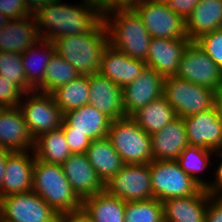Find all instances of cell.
I'll list each match as a JSON object with an SVG mask.
<instances>
[{
	"instance_id": "6",
	"label": "cell",
	"mask_w": 222,
	"mask_h": 222,
	"mask_svg": "<svg viewBox=\"0 0 222 222\" xmlns=\"http://www.w3.org/2000/svg\"><path fill=\"white\" fill-rule=\"evenodd\" d=\"M153 198L163 202L197 194L202 187L186 174L176 160H152L149 163Z\"/></svg>"
},
{
	"instance_id": "29",
	"label": "cell",
	"mask_w": 222,
	"mask_h": 222,
	"mask_svg": "<svg viewBox=\"0 0 222 222\" xmlns=\"http://www.w3.org/2000/svg\"><path fill=\"white\" fill-rule=\"evenodd\" d=\"M126 203L106 190L82 200V208L94 222H125Z\"/></svg>"
},
{
	"instance_id": "35",
	"label": "cell",
	"mask_w": 222,
	"mask_h": 222,
	"mask_svg": "<svg viewBox=\"0 0 222 222\" xmlns=\"http://www.w3.org/2000/svg\"><path fill=\"white\" fill-rule=\"evenodd\" d=\"M0 75L16 84L24 93L34 91L26 81V75L19 53L0 52Z\"/></svg>"
},
{
	"instance_id": "33",
	"label": "cell",
	"mask_w": 222,
	"mask_h": 222,
	"mask_svg": "<svg viewBox=\"0 0 222 222\" xmlns=\"http://www.w3.org/2000/svg\"><path fill=\"white\" fill-rule=\"evenodd\" d=\"M80 73L56 52L51 57L43 80V93H51L61 85L78 78Z\"/></svg>"
},
{
	"instance_id": "5",
	"label": "cell",
	"mask_w": 222,
	"mask_h": 222,
	"mask_svg": "<svg viewBox=\"0 0 222 222\" xmlns=\"http://www.w3.org/2000/svg\"><path fill=\"white\" fill-rule=\"evenodd\" d=\"M107 137L124 164H146L153 160L150 135L130 116L113 120Z\"/></svg>"
},
{
	"instance_id": "21",
	"label": "cell",
	"mask_w": 222,
	"mask_h": 222,
	"mask_svg": "<svg viewBox=\"0 0 222 222\" xmlns=\"http://www.w3.org/2000/svg\"><path fill=\"white\" fill-rule=\"evenodd\" d=\"M31 136L19 107H3L0 116V147L10 151H33Z\"/></svg>"
},
{
	"instance_id": "46",
	"label": "cell",
	"mask_w": 222,
	"mask_h": 222,
	"mask_svg": "<svg viewBox=\"0 0 222 222\" xmlns=\"http://www.w3.org/2000/svg\"><path fill=\"white\" fill-rule=\"evenodd\" d=\"M11 152L12 151H10L8 149H4V148L0 147V189L2 188L5 166H6V159H7V156Z\"/></svg>"
},
{
	"instance_id": "9",
	"label": "cell",
	"mask_w": 222,
	"mask_h": 222,
	"mask_svg": "<svg viewBox=\"0 0 222 222\" xmlns=\"http://www.w3.org/2000/svg\"><path fill=\"white\" fill-rule=\"evenodd\" d=\"M175 76L215 92L222 88V69L209 58L196 41H189L186 45Z\"/></svg>"
},
{
	"instance_id": "28",
	"label": "cell",
	"mask_w": 222,
	"mask_h": 222,
	"mask_svg": "<svg viewBox=\"0 0 222 222\" xmlns=\"http://www.w3.org/2000/svg\"><path fill=\"white\" fill-rule=\"evenodd\" d=\"M130 117L144 132L151 135L161 131L167 124L173 121L177 115L174 108L162 95L144 107L137 109Z\"/></svg>"
},
{
	"instance_id": "30",
	"label": "cell",
	"mask_w": 222,
	"mask_h": 222,
	"mask_svg": "<svg viewBox=\"0 0 222 222\" xmlns=\"http://www.w3.org/2000/svg\"><path fill=\"white\" fill-rule=\"evenodd\" d=\"M33 151L38 160L60 165L72 154L62 127L46 132L35 139Z\"/></svg>"
},
{
	"instance_id": "26",
	"label": "cell",
	"mask_w": 222,
	"mask_h": 222,
	"mask_svg": "<svg viewBox=\"0 0 222 222\" xmlns=\"http://www.w3.org/2000/svg\"><path fill=\"white\" fill-rule=\"evenodd\" d=\"M54 53L53 42L40 39L21 54L26 81L33 90L43 93L45 71Z\"/></svg>"
},
{
	"instance_id": "8",
	"label": "cell",
	"mask_w": 222,
	"mask_h": 222,
	"mask_svg": "<svg viewBox=\"0 0 222 222\" xmlns=\"http://www.w3.org/2000/svg\"><path fill=\"white\" fill-rule=\"evenodd\" d=\"M19 108L34 140L62 125L63 113L49 93H24Z\"/></svg>"
},
{
	"instance_id": "20",
	"label": "cell",
	"mask_w": 222,
	"mask_h": 222,
	"mask_svg": "<svg viewBox=\"0 0 222 222\" xmlns=\"http://www.w3.org/2000/svg\"><path fill=\"white\" fill-rule=\"evenodd\" d=\"M112 120L89 104L63 114V132H79L92 140L107 137Z\"/></svg>"
},
{
	"instance_id": "44",
	"label": "cell",
	"mask_w": 222,
	"mask_h": 222,
	"mask_svg": "<svg viewBox=\"0 0 222 222\" xmlns=\"http://www.w3.org/2000/svg\"><path fill=\"white\" fill-rule=\"evenodd\" d=\"M87 2L102 14L114 10V0H87Z\"/></svg>"
},
{
	"instance_id": "15",
	"label": "cell",
	"mask_w": 222,
	"mask_h": 222,
	"mask_svg": "<svg viewBox=\"0 0 222 222\" xmlns=\"http://www.w3.org/2000/svg\"><path fill=\"white\" fill-rule=\"evenodd\" d=\"M61 166L71 188L81 200L105 190V183L86 154H71Z\"/></svg>"
},
{
	"instance_id": "22",
	"label": "cell",
	"mask_w": 222,
	"mask_h": 222,
	"mask_svg": "<svg viewBox=\"0 0 222 222\" xmlns=\"http://www.w3.org/2000/svg\"><path fill=\"white\" fill-rule=\"evenodd\" d=\"M152 158L159 160H176L189 145L183 118L176 117L161 131L150 135Z\"/></svg>"
},
{
	"instance_id": "2",
	"label": "cell",
	"mask_w": 222,
	"mask_h": 222,
	"mask_svg": "<svg viewBox=\"0 0 222 222\" xmlns=\"http://www.w3.org/2000/svg\"><path fill=\"white\" fill-rule=\"evenodd\" d=\"M55 52L68 61L80 75L99 73L101 57L109 45L108 30L102 21L93 31L63 36L53 42Z\"/></svg>"
},
{
	"instance_id": "23",
	"label": "cell",
	"mask_w": 222,
	"mask_h": 222,
	"mask_svg": "<svg viewBox=\"0 0 222 222\" xmlns=\"http://www.w3.org/2000/svg\"><path fill=\"white\" fill-rule=\"evenodd\" d=\"M39 40L33 14L19 19H11L0 30V52L22 54Z\"/></svg>"
},
{
	"instance_id": "7",
	"label": "cell",
	"mask_w": 222,
	"mask_h": 222,
	"mask_svg": "<svg viewBox=\"0 0 222 222\" xmlns=\"http://www.w3.org/2000/svg\"><path fill=\"white\" fill-rule=\"evenodd\" d=\"M215 91L180 79L176 76L165 77L163 96L174 108L177 117L185 118L214 106Z\"/></svg>"
},
{
	"instance_id": "32",
	"label": "cell",
	"mask_w": 222,
	"mask_h": 222,
	"mask_svg": "<svg viewBox=\"0 0 222 222\" xmlns=\"http://www.w3.org/2000/svg\"><path fill=\"white\" fill-rule=\"evenodd\" d=\"M89 89V75H80L69 83L59 86L50 94L64 114L69 110L87 105Z\"/></svg>"
},
{
	"instance_id": "24",
	"label": "cell",
	"mask_w": 222,
	"mask_h": 222,
	"mask_svg": "<svg viewBox=\"0 0 222 222\" xmlns=\"http://www.w3.org/2000/svg\"><path fill=\"white\" fill-rule=\"evenodd\" d=\"M209 197L202 188L197 194L163 201L164 222H205Z\"/></svg>"
},
{
	"instance_id": "27",
	"label": "cell",
	"mask_w": 222,
	"mask_h": 222,
	"mask_svg": "<svg viewBox=\"0 0 222 222\" xmlns=\"http://www.w3.org/2000/svg\"><path fill=\"white\" fill-rule=\"evenodd\" d=\"M85 154L104 183L116 175L124 165L108 137L93 140Z\"/></svg>"
},
{
	"instance_id": "31",
	"label": "cell",
	"mask_w": 222,
	"mask_h": 222,
	"mask_svg": "<svg viewBox=\"0 0 222 222\" xmlns=\"http://www.w3.org/2000/svg\"><path fill=\"white\" fill-rule=\"evenodd\" d=\"M213 155V150L188 145L176 161L186 174L192 177L203 189H206L211 181L203 179L202 177L204 176L202 174H204V172L207 174L210 165L212 167L210 160H213L211 158ZM199 175L202 176L200 177Z\"/></svg>"
},
{
	"instance_id": "43",
	"label": "cell",
	"mask_w": 222,
	"mask_h": 222,
	"mask_svg": "<svg viewBox=\"0 0 222 222\" xmlns=\"http://www.w3.org/2000/svg\"><path fill=\"white\" fill-rule=\"evenodd\" d=\"M57 222H94L83 208L58 214Z\"/></svg>"
},
{
	"instance_id": "41",
	"label": "cell",
	"mask_w": 222,
	"mask_h": 222,
	"mask_svg": "<svg viewBox=\"0 0 222 222\" xmlns=\"http://www.w3.org/2000/svg\"><path fill=\"white\" fill-rule=\"evenodd\" d=\"M200 0H167V5L185 20Z\"/></svg>"
},
{
	"instance_id": "10",
	"label": "cell",
	"mask_w": 222,
	"mask_h": 222,
	"mask_svg": "<svg viewBox=\"0 0 222 222\" xmlns=\"http://www.w3.org/2000/svg\"><path fill=\"white\" fill-rule=\"evenodd\" d=\"M58 213L33 191L0 198V222H57Z\"/></svg>"
},
{
	"instance_id": "42",
	"label": "cell",
	"mask_w": 222,
	"mask_h": 222,
	"mask_svg": "<svg viewBox=\"0 0 222 222\" xmlns=\"http://www.w3.org/2000/svg\"><path fill=\"white\" fill-rule=\"evenodd\" d=\"M205 222H222V197L208 198Z\"/></svg>"
},
{
	"instance_id": "25",
	"label": "cell",
	"mask_w": 222,
	"mask_h": 222,
	"mask_svg": "<svg viewBox=\"0 0 222 222\" xmlns=\"http://www.w3.org/2000/svg\"><path fill=\"white\" fill-rule=\"evenodd\" d=\"M185 21L190 41L222 29V0H200Z\"/></svg>"
},
{
	"instance_id": "16",
	"label": "cell",
	"mask_w": 222,
	"mask_h": 222,
	"mask_svg": "<svg viewBox=\"0 0 222 222\" xmlns=\"http://www.w3.org/2000/svg\"><path fill=\"white\" fill-rule=\"evenodd\" d=\"M164 77L155 70L146 67L133 82L122 89L123 109L130 116L140 107L163 95Z\"/></svg>"
},
{
	"instance_id": "45",
	"label": "cell",
	"mask_w": 222,
	"mask_h": 222,
	"mask_svg": "<svg viewBox=\"0 0 222 222\" xmlns=\"http://www.w3.org/2000/svg\"><path fill=\"white\" fill-rule=\"evenodd\" d=\"M143 0H114V10L135 8Z\"/></svg>"
},
{
	"instance_id": "47",
	"label": "cell",
	"mask_w": 222,
	"mask_h": 222,
	"mask_svg": "<svg viewBox=\"0 0 222 222\" xmlns=\"http://www.w3.org/2000/svg\"><path fill=\"white\" fill-rule=\"evenodd\" d=\"M53 0H24L25 6L31 13H34L39 7L52 2Z\"/></svg>"
},
{
	"instance_id": "14",
	"label": "cell",
	"mask_w": 222,
	"mask_h": 222,
	"mask_svg": "<svg viewBox=\"0 0 222 222\" xmlns=\"http://www.w3.org/2000/svg\"><path fill=\"white\" fill-rule=\"evenodd\" d=\"M34 151H13L6 159L0 198L32 191Z\"/></svg>"
},
{
	"instance_id": "17",
	"label": "cell",
	"mask_w": 222,
	"mask_h": 222,
	"mask_svg": "<svg viewBox=\"0 0 222 222\" xmlns=\"http://www.w3.org/2000/svg\"><path fill=\"white\" fill-rule=\"evenodd\" d=\"M88 104L107 115L112 121L126 117L122 88L100 73L89 75Z\"/></svg>"
},
{
	"instance_id": "37",
	"label": "cell",
	"mask_w": 222,
	"mask_h": 222,
	"mask_svg": "<svg viewBox=\"0 0 222 222\" xmlns=\"http://www.w3.org/2000/svg\"><path fill=\"white\" fill-rule=\"evenodd\" d=\"M23 94L16 84L0 75V106L19 107Z\"/></svg>"
},
{
	"instance_id": "51",
	"label": "cell",
	"mask_w": 222,
	"mask_h": 222,
	"mask_svg": "<svg viewBox=\"0 0 222 222\" xmlns=\"http://www.w3.org/2000/svg\"><path fill=\"white\" fill-rule=\"evenodd\" d=\"M1 114H2V106H0V116H1Z\"/></svg>"
},
{
	"instance_id": "13",
	"label": "cell",
	"mask_w": 222,
	"mask_h": 222,
	"mask_svg": "<svg viewBox=\"0 0 222 222\" xmlns=\"http://www.w3.org/2000/svg\"><path fill=\"white\" fill-rule=\"evenodd\" d=\"M183 120L190 146H199L213 151L222 148V122L215 106L185 117Z\"/></svg>"
},
{
	"instance_id": "18",
	"label": "cell",
	"mask_w": 222,
	"mask_h": 222,
	"mask_svg": "<svg viewBox=\"0 0 222 222\" xmlns=\"http://www.w3.org/2000/svg\"><path fill=\"white\" fill-rule=\"evenodd\" d=\"M189 38H151L148 55L146 58L147 67L155 70L164 78L175 76L181 55L189 43Z\"/></svg>"
},
{
	"instance_id": "11",
	"label": "cell",
	"mask_w": 222,
	"mask_h": 222,
	"mask_svg": "<svg viewBox=\"0 0 222 222\" xmlns=\"http://www.w3.org/2000/svg\"><path fill=\"white\" fill-rule=\"evenodd\" d=\"M105 190L125 203L152 199L149 163L124 164L119 172L105 183Z\"/></svg>"
},
{
	"instance_id": "12",
	"label": "cell",
	"mask_w": 222,
	"mask_h": 222,
	"mask_svg": "<svg viewBox=\"0 0 222 222\" xmlns=\"http://www.w3.org/2000/svg\"><path fill=\"white\" fill-rule=\"evenodd\" d=\"M134 9L142 18L151 38L188 37L185 19L175 13L166 2L142 1Z\"/></svg>"
},
{
	"instance_id": "39",
	"label": "cell",
	"mask_w": 222,
	"mask_h": 222,
	"mask_svg": "<svg viewBox=\"0 0 222 222\" xmlns=\"http://www.w3.org/2000/svg\"><path fill=\"white\" fill-rule=\"evenodd\" d=\"M64 134L72 154H85L93 141L90 137L79 132H64Z\"/></svg>"
},
{
	"instance_id": "4",
	"label": "cell",
	"mask_w": 222,
	"mask_h": 222,
	"mask_svg": "<svg viewBox=\"0 0 222 222\" xmlns=\"http://www.w3.org/2000/svg\"><path fill=\"white\" fill-rule=\"evenodd\" d=\"M32 191L58 214L82 208V200L71 188L60 164L35 158Z\"/></svg>"
},
{
	"instance_id": "36",
	"label": "cell",
	"mask_w": 222,
	"mask_h": 222,
	"mask_svg": "<svg viewBox=\"0 0 222 222\" xmlns=\"http://www.w3.org/2000/svg\"><path fill=\"white\" fill-rule=\"evenodd\" d=\"M196 42L209 58L222 69V29L204 34Z\"/></svg>"
},
{
	"instance_id": "40",
	"label": "cell",
	"mask_w": 222,
	"mask_h": 222,
	"mask_svg": "<svg viewBox=\"0 0 222 222\" xmlns=\"http://www.w3.org/2000/svg\"><path fill=\"white\" fill-rule=\"evenodd\" d=\"M214 157H218L220 162L217 161V167L214 165L213 168H216L215 175H213V180L210 182V185L206 188V191L212 197H222V148L214 151ZM215 176V177H214Z\"/></svg>"
},
{
	"instance_id": "3",
	"label": "cell",
	"mask_w": 222,
	"mask_h": 222,
	"mask_svg": "<svg viewBox=\"0 0 222 222\" xmlns=\"http://www.w3.org/2000/svg\"><path fill=\"white\" fill-rule=\"evenodd\" d=\"M103 21L113 48L146 62L151 36L134 8L105 12Z\"/></svg>"
},
{
	"instance_id": "34",
	"label": "cell",
	"mask_w": 222,
	"mask_h": 222,
	"mask_svg": "<svg viewBox=\"0 0 222 222\" xmlns=\"http://www.w3.org/2000/svg\"><path fill=\"white\" fill-rule=\"evenodd\" d=\"M125 222H164L162 202L156 198L126 202Z\"/></svg>"
},
{
	"instance_id": "19",
	"label": "cell",
	"mask_w": 222,
	"mask_h": 222,
	"mask_svg": "<svg viewBox=\"0 0 222 222\" xmlns=\"http://www.w3.org/2000/svg\"><path fill=\"white\" fill-rule=\"evenodd\" d=\"M146 67L144 61L134 59L109 44L102 54L99 73L123 89L140 76Z\"/></svg>"
},
{
	"instance_id": "38",
	"label": "cell",
	"mask_w": 222,
	"mask_h": 222,
	"mask_svg": "<svg viewBox=\"0 0 222 222\" xmlns=\"http://www.w3.org/2000/svg\"><path fill=\"white\" fill-rule=\"evenodd\" d=\"M0 13L9 20L32 15L25 6L24 0H0Z\"/></svg>"
},
{
	"instance_id": "1",
	"label": "cell",
	"mask_w": 222,
	"mask_h": 222,
	"mask_svg": "<svg viewBox=\"0 0 222 222\" xmlns=\"http://www.w3.org/2000/svg\"><path fill=\"white\" fill-rule=\"evenodd\" d=\"M77 4L53 0L32 13L40 39L54 42L63 36L85 34L103 21V14L87 0Z\"/></svg>"
},
{
	"instance_id": "48",
	"label": "cell",
	"mask_w": 222,
	"mask_h": 222,
	"mask_svg": "<svg viewBox=\"0 0 222 222\" xmlns=\"http://www.w3.org/2000/svg\"><path fill=\"white\" fill-rule=\"evenodd\" d=\"M214 106L222 122V88L215 93Z\"/></svg>"
},
{
	"instance_id": "49",
	"label": "cell",
	"mask_w": 222,
	"mask_h": 222,
	"mask_svg": "<svg viewBox=\"0 0 222 222\" xmlns=\"http://www.w3.org/2000/svg\"><path fill=\"white\" fill-rule=\"evenodd\" d=\"M8 21L9 19L0 13V30L7 25Z\"/></svg>"
},
{
	"instance_id": "50",
	"label": "cell",
	"mask_w": 222,
	"mask_h": 222,
	"mask_svg": "<svg viewBox=\"0 0 222 222\" xmlns=\"http://www.w3.org/2000/svg\"><path fill=\"white\" fill-rule=\"evenodd\" d=\"M143 1H150V2H166L167 0H143Z\"/></svg>"
}]
</instances>
